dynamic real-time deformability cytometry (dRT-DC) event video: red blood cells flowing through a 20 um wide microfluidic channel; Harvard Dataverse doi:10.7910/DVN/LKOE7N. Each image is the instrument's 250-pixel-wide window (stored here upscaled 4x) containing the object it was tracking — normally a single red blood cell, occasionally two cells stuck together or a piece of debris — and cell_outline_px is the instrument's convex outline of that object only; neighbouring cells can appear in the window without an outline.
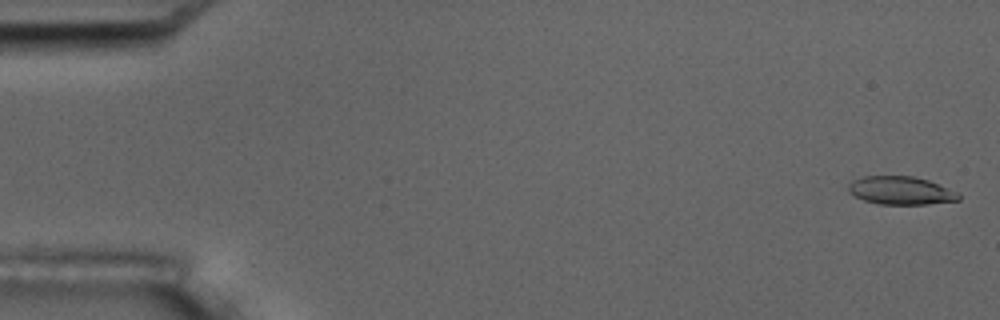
{"species": "common noctule bat (a hibernating species)", "species_latin": "Nyctalus noctula", "temperature_condition": "room temperature", "stored_images_in_passage": 6, "camera_frame_rate_fps": 3000, "um_per_image_px": 0.085, "animal": {"sex": "male", "body_mass_g": 17.5, "forearm_length_mm": 52.3}, "frame": {"image": 1, "passage_image": 1, "time_ms": 0.0, "image_size_px": [1000, 320], "cell_outline_px": [[960, 200], [928, 204], [880, 204], [864, 200], [848, 192], [848, 184], [852, 180], [864, 176], [912, 176], [928, 180], [960, 192]], "centroid_in_image_um": [76.59, 16.19], "position_along_channel_um": 8.4, "area_um2": 18.15}}
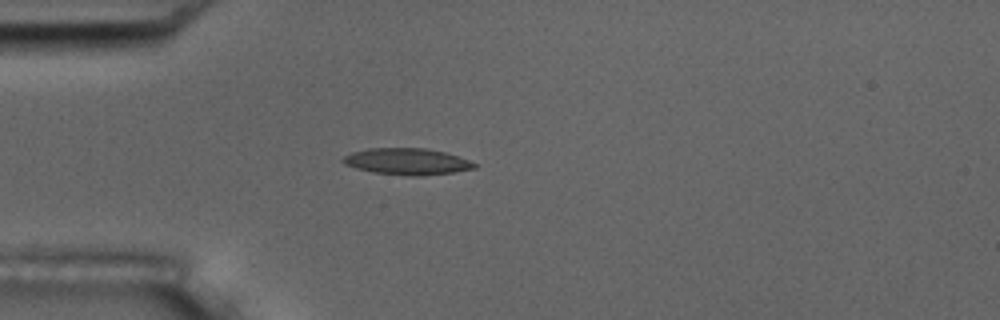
{"frame": {"image": 2, "passage_image": 5, "time_ms": 4.667, "image_size_px": [1000, 320], "cell_outline_px": [[476, 168], [452, 172], [420, 176], [412, 176], [372, 172], [356, 168], [344, 164], [340, 160], [344, 156], [352, 152], [368, 148], [424, 148], [444, 152], [468, 160], [476, 164]], "centroid_in_image_um": [34.55, 13.73], "position_along_channel_um": 50.5, "area_um2": 20.11}}